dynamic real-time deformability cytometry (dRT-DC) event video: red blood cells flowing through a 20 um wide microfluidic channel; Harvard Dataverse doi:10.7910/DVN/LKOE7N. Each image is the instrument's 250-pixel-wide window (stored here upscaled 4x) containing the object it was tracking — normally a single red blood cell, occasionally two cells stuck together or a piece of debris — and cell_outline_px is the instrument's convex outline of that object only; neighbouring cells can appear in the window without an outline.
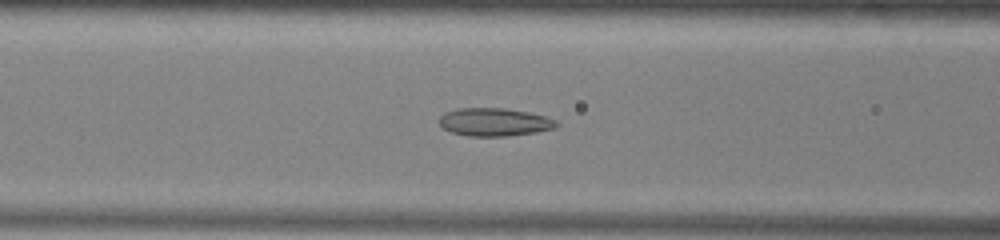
{"species": "common noctule bat (a hibernating species)", "species_latin": "Nyctalus noctula", "temperature_condition": "warm", "stored_images_in_passage": 50, "camera_frame_rate_fps": 3000, "um_per_image_px": 0.085, "animal": {"sex": "male", "body_mass_g": 13.0, "forearm_length_mm": 53.1}, "frame": {"image": 1, "passage_image": 19, "time_ms": 6.0, "image_size_px": [1000, 240], "cell_outline_px": [[560, 124], [556, 128], [536, 132], [508, 136], [468, 136], [452, 132], [444, 128], [440, 124], [440, 116], [444, 112], [456, 108], [504, 108], [528, 112], [544, 116], [556, 120]], "centroid_in_image_um": [42.04, 10.37], "position_along_channel_um": 124.6, "area_um2": 19.19}}
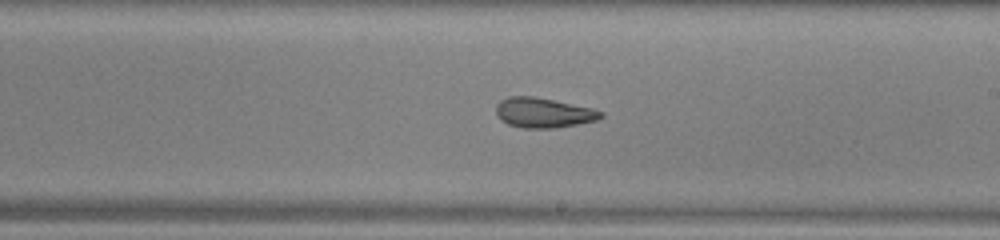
{"frame": {"image": 2, "passage_image": 28, "time_ms": 9.0, "image_size_px": [1000, 240], "cell_outline_px": [[604, 116], [596, 120], [576, 124], [552, 128], [524, 128], [508, 124], [500, 120], [496, 112], [496, 104], [500, 100], [508, 96], [532, 96], [592, 108], [604, 112]], "centroid_in_image_um": [46.16, 9.58], "position_along_channel_um": 242.8, "area_um2": 18.15}}
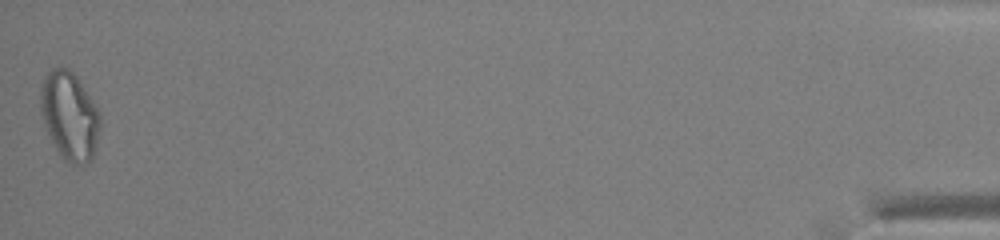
{"frame": {"image": 3, "passage_image": 50, "time_ms": 16.333, "image_size_px": [1000, 240], "cell_outline_px": [[100, 128], [96, 148], [92, 160], [88, 164], [68, 164], [60, 156], [44, 124], [40, 112], [40, 92], [44, 76], [52, 68], [60, 64], [68, 68], [76, 76], [100, 112]], "centroid_in_image_um": [5.91, 9.85], "position_along_channel_um": 429.3, "area_um2": 30.98}, "authors_computed_cell_mechanics": {"area_um2": 21.5016, "velocity_mm_per_s": 3.9533, "shape_relaxation_time_tau1_ms": null, "shape_relaxation_time_tau2_ms": 2.6945, "deformation_change_tau1": null, "deformation_change_tau2": 0.1105}}